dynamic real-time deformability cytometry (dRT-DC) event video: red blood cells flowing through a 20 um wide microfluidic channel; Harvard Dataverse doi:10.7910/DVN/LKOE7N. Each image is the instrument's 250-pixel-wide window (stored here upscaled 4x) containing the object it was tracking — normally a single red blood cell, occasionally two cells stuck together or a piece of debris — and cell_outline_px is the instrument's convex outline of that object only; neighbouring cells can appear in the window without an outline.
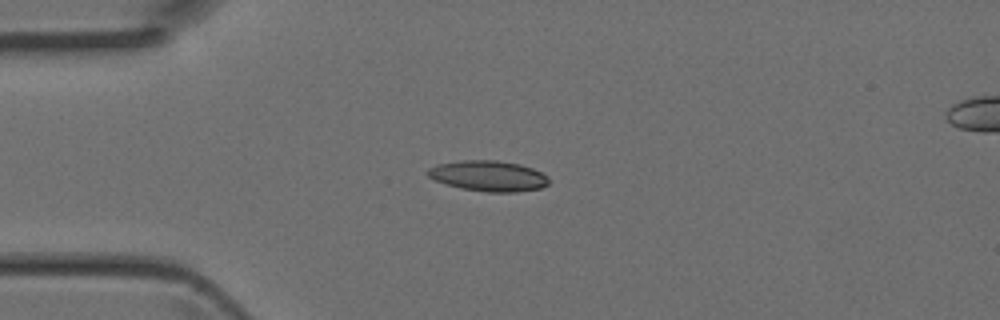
{"species": "Egyptian fruit bat (a non-hibernating species)", "species_latin": "Rousettus aegyptiacus", "temperature_condition": "room temperature", "stored_images_in_passage": 4, "camera_frame_rate_fps": 3000, "um_per_image_px": 0.085, "animal": {"sex": "female"}, "frame": {"image": 1, "passage_image": 3, "time_ms": 0.667, "image_size_px": [1000, 320], "cell_outline_px": [[548, 184], [540, 188], [516, 192], [488, 192], [460, 188], [436, 180], [428, 176], [424, 172], [428, 168], [436, 164], [460, 160], [496, 160], [520, 164], [532, 168], [548, 176]], "centroid_in_image_um": [41.49, 14.94], "position_along_channel_um": 43.5, "area_um2": 21.62}}